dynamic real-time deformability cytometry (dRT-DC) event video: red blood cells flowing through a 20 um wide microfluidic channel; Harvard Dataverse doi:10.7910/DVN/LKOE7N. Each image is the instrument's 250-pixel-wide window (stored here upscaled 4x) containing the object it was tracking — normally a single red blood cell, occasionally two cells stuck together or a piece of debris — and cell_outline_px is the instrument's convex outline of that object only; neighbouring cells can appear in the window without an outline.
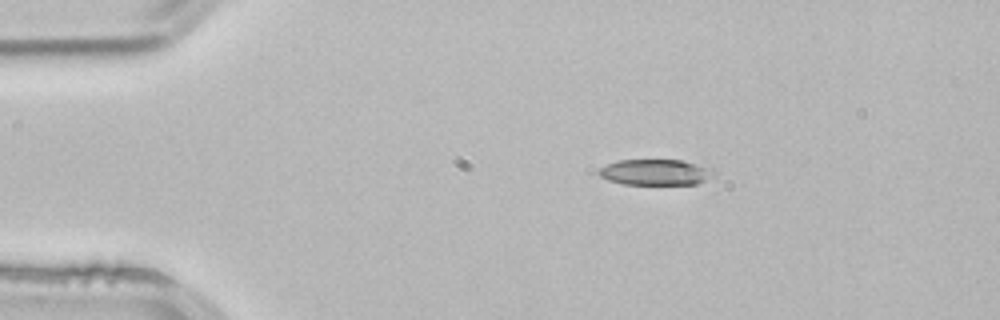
{"species": "common noctule bat (a hibernating species)", "species_latin": "Nyctalus noctula", "temperature_condition": "room temperature", "stored_images_in_passage": 2, "camera_frame_rate_fps": 3000, "um_per_image_px": 0.085, "animal": {"sex": "male", "body_mass_g": 21.5, "forearm_length_mm": 52.0}, "frame": {"image": 1, "passage_image": 1, "time_ms": 0.0, "image_size_px": [1000, 320], "cell_outline_px": [[716, 172], [704, 180], [696, 184], [624, 184], [608, 180], [600, 176], [596, 172], [600, 168], [616, 160], [684, 160], [712, 168]], "centroid_in_image_um": [55.7, 14.63], "position_along_channel_um": 29.3, "area_um2": 17.28}}